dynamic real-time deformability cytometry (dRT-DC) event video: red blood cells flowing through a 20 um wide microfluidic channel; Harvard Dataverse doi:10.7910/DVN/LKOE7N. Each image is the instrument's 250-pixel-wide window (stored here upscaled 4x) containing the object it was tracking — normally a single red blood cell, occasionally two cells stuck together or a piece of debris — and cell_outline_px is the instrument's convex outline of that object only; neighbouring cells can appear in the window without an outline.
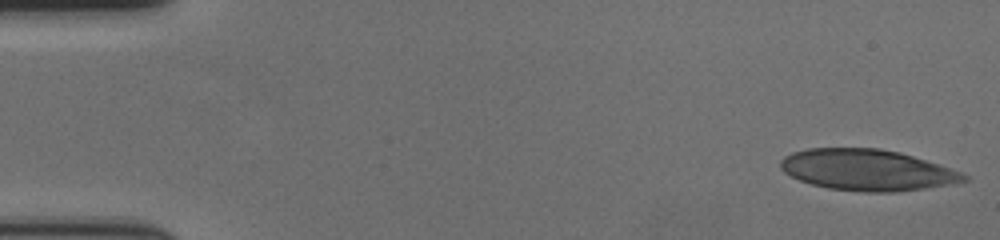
{"species": "human", "species_latin": "Homo sapiens", "temperature_condition": "cold", "stored_images_in_passage": 57, "camera_frame_rate_fps": 3000, "um_per_image_px": 0.085, "donor": {"sex": "female"}, "frame": {"image": 1, "passage_image": 1, "time_ms": 0.0, "image_size_px": [1000, 240], "cell_outline_px": [[968, 180], [948, 184], [924, 188], [896, 192], [864, 192], [828, 188], [812, 184], [800, 180], [784, 172], [780, 168], [780, 160], [784, 156], [792, 152], [808, 148], [880, 148], [900, 152], [960, 172], [968, 176]], "centroid_in_image_um": [73.65, 14.44], "position_along_channel_um": 11.3, "area_um2": 43.58}}
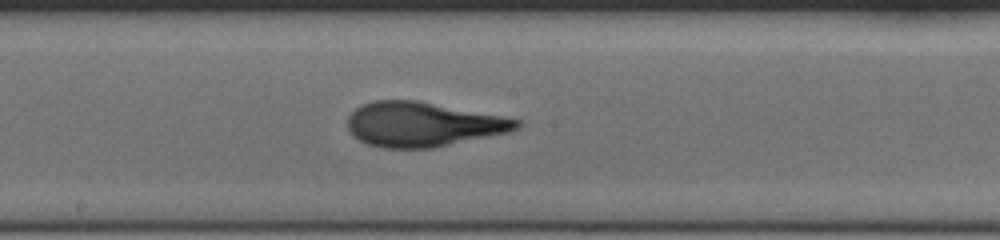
{"frame": {"image": 2, "passage_image": 30, "time_ms": 9.667, "image_size_px": [1000, 240], "cell_outline_px": [[524, 124], [520, 128], [508, 132], [432, 148], [380, 148], [368, 144], [352, 136], [348, 128], [348, 116], [360, 104], [372, 100], [420, 100], [520, 120]], "centroid_in_image_um": [35.91, 10.56], "position_along_channel_um": 212.3, "area_um2": 43.99}}
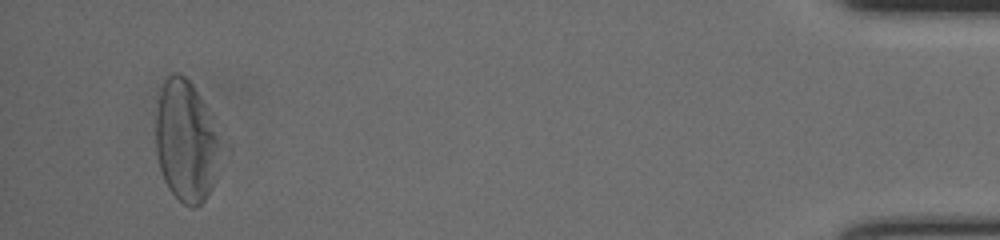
{"frame": {"image": 3, "passage_image": 54, "time_ms": 17.667, "image_size_px": [1000, 240], "cell_outline_px": [[216, 144], [212, 188], [204, 200], [196, 208], [192, 208], [184, 204], [168, 188], [164, 180], [160, 168], [156, 152], [156, 116], [160, 92], [164, 80], [172, 72], [180, 72], [192, 84], [204, 104], [216, 136]], "centroid_in_image_um": [15.71, 11.99], "position_along_channel_um": 419.5, "area_um2": 43.99}, "authors_computed_cell_mechanics": {"area_um2": 43.9858, "velocity_mm_per_s": 3.5405, "shape_relaxation_time_tau1_ms": 4.989, "shape_relaxation_time_tau2_ms": 1.5361, "deformation_change_tau1": 0.1845, "deformation_change_tau2": 0.098}}